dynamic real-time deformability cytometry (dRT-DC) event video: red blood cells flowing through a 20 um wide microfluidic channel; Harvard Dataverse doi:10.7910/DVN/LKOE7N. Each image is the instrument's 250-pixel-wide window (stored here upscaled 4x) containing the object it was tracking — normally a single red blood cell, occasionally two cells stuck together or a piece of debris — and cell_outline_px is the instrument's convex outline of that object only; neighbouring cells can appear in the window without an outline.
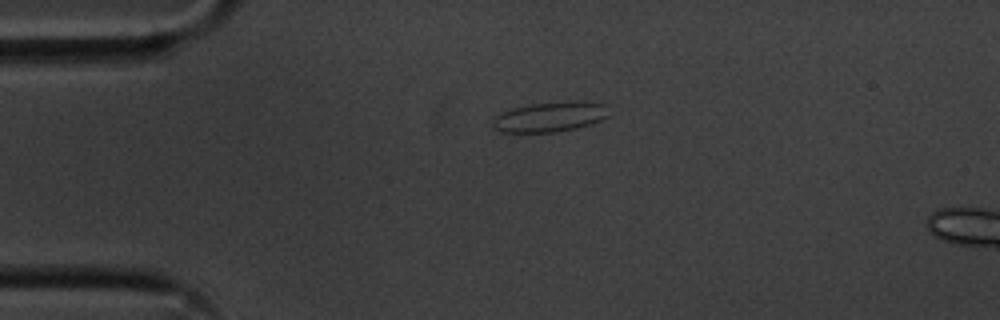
{"species": "common noctule bat (a hibernating species)", "species_latin": "Nyctalus noctula", "temperature_condition": "cold", "stored_images_in_passage": 4, "camera_frame_rate_fps": 3000, "um_per_image_px": 0.085, "animal": {"sex": "male", "body_mass_g": 20.1, "forearm_length_mm": 53.5}, "frame": {"image": 1, "passage_image": 1, "time_ms": 0.0, "image_size_px": [1000, 320], "cell_outline_px": [[608, 116], [592, 124], [576, 128], [552, 132], [500, 132], [492, 128], [492, 116], [512, 108], [532, 104], [580, 100], [604, 104]], "centroid_in_image_um": [46.69, 9.93], "position_along_channel_um": 38.3, "area_um2": 20.35}}